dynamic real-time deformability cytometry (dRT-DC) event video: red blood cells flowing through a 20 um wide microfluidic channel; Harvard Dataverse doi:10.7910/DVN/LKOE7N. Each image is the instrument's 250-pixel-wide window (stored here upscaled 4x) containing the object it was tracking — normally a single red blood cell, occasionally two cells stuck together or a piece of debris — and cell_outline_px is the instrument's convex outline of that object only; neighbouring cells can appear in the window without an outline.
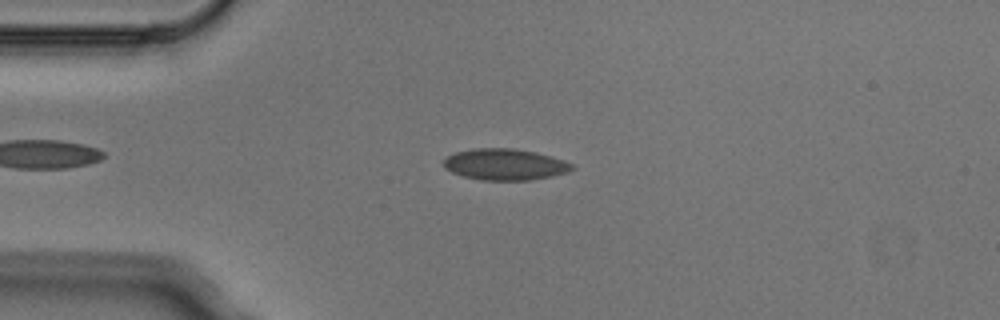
{"species": "Egyptian fruit bat (a non-hibernating species)", "species_latin": "Rousettus aegyptiacus", "temperature_condition": "cold", "stored_images_in_passage": 5, "camera_frame_rate_fps": 3000, "um_per_image_px": 0.085, "animal": {"sex": "male"}, "frame": {"image": 1, "passage_image": 3, "time_ms": 0.667, "image_size_px": [1000, 320], "cell_outline_px": [[576, 168], [568, 172], [552, 176], [528, 180], [480, 180], [464, 176], [452, 172], [444, 168], [444, 160], [448, 156], [456, 152], [476, 148], [512, 148], [536, 152], [552, 156], [564, 160], [572, 164]], "centroid_in_image_um": [42.95, 13.97], "position_along_channel_um": 42.1, "area_um2": 23.41}}
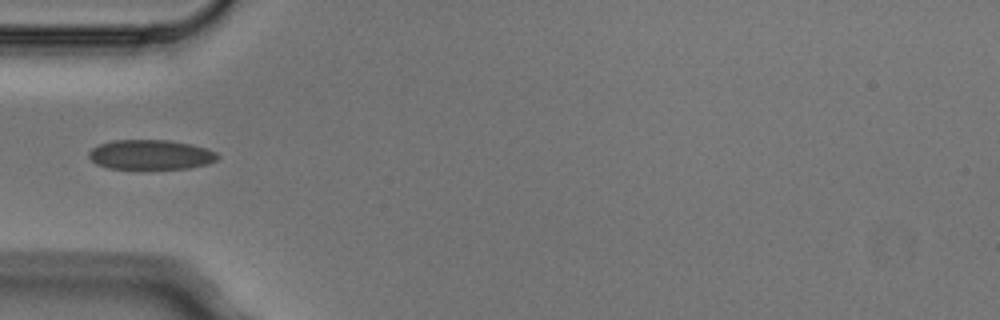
{"frame": {"image": 2, "passage_image": 4, "time_ms": 1.0, "image_size_px": [1000, 320], "cell_outline_px": [[220, 156], [216, 160], [208, 164], [188, 168], [148, 172], [144, 172], [108, 168], [96, 164], [88, 156], [88, 152], [92, 148], [100, 144], [112, 140], [168, 140], [192, 144], [208, 148], [216, 152]], "centroid_in_image_um": [12.81, 13.2], "position_along_channel_um": 72.2, "area_um2": 23.52}}
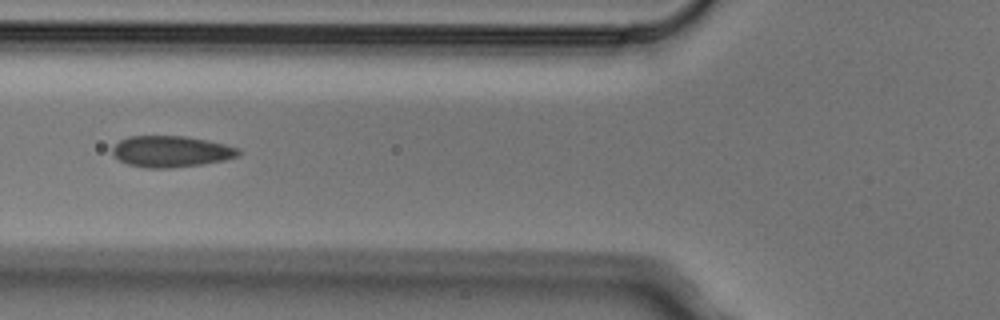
{"frame": {"image": 3, "passage_image": 5, "time_ms": 1.333, "image_size_px": [1000, 320], "cell_outline_px": [[244, 152], [240, 156], [224, 160], [204, 164], [172, 168], [144, 168], [128, 164], [120, 160], [112, 152], [112, 148], [120, 140], [128, 136], [184, 136], [208, 140], [240, 148]], "centroid_in_image_um": [14.6, 12.88], "position_along_channel_um": 111.2, "area_um2": 23.18}}